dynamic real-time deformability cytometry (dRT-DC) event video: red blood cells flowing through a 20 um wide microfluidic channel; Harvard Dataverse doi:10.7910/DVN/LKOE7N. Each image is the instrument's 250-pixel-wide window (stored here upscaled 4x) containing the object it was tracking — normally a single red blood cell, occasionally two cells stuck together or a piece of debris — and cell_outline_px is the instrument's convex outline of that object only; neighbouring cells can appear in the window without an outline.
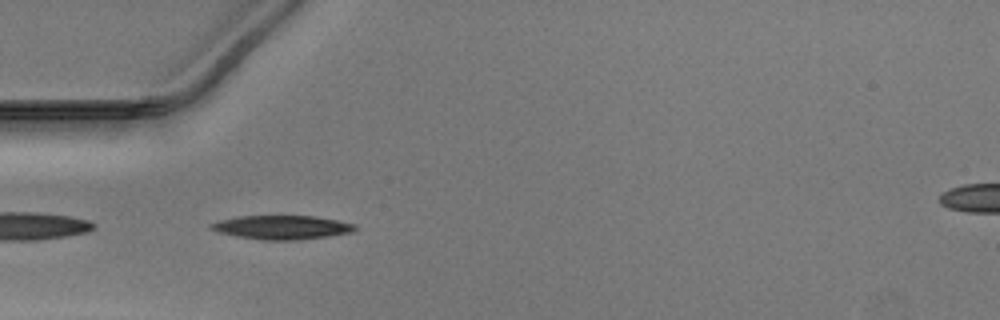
{"species": "Egyptian fruit bat (a non-hibernating species)", "species_latin": "Rousettus aegyptiacus", "temperature_condition": "warm", "stored_images_in_passage": 36, "camera_frame_rate_fps": 3000, "um_per_image_px": 0.085, "animal": {"sex": "male"}, "frame": {"image": 1, "passage_image": 1, "time_ms": 0.0, "image_size_px": [1000, 320], "cell_outline_px": [[356, 228], [352, 232], [328, 236], [300, 240], [264, 240], [236, 236], [220, 232], [212, 228], [208, 224], [220, 220], [236, 216], [316, 216], [356, 224]], "centroid_in_image_um": [23.98, 19.32], "position_along_channel_um": 61.0, "area_um2": 19.94}}
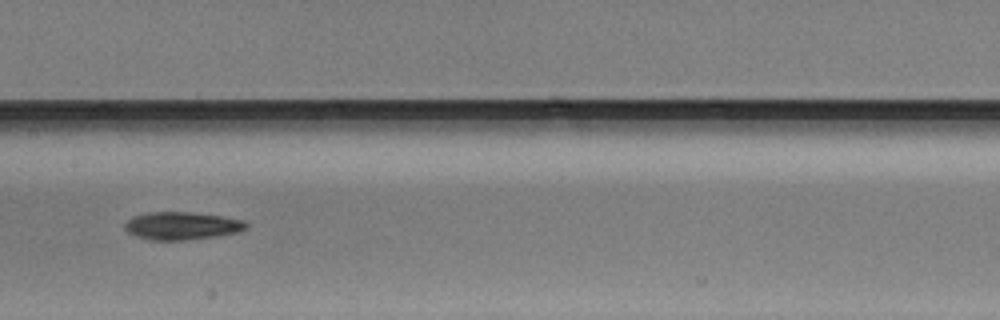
{"frame": {"image": 2, "passage_image": 11, "time_ms": 3.333, "image_size_px": [1000, 320], "cell_outline_px": [[248, 228], [236, 232], [216, 236], [184, 240], [152, 240], [136, 236], [128, 232], [124, 228], [124, 224], [132, 216], [148, 212], [192, 212], [220, 216], [244, 220], [248, 224]], "centroid_in_image_um": [15.44, 19.18], "position_along_channel_um": 192.0, "area_um2": 19.59}}
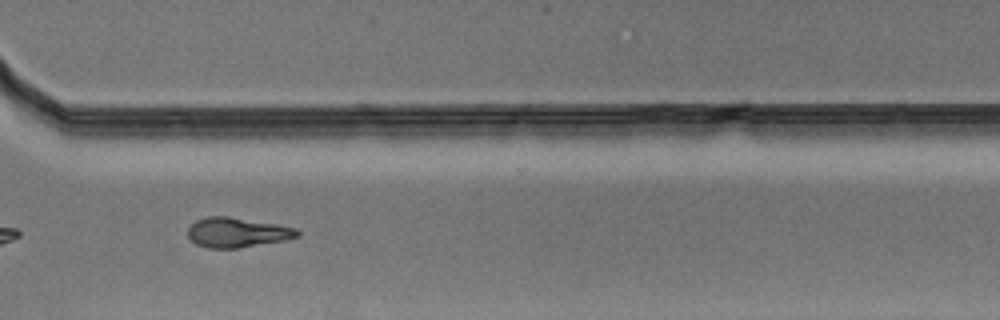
{"frame": {"image": 3, "passage_image": 23, "time_ms": 7.333, "image_size_px": [1000, 320], "cell_outline_px": [[300, 236], [284, 240], [240, 248], [208, 248], [196, 244], [188, 236], [188, 228], [196, 220], [208, 216], [228, 216], [276, 224], [296, 228], [300, 232]], "centroid_in_image_um": [20.16, 19.76], "position_along_channel_um": 350.4, "area_um2": 18.96}}